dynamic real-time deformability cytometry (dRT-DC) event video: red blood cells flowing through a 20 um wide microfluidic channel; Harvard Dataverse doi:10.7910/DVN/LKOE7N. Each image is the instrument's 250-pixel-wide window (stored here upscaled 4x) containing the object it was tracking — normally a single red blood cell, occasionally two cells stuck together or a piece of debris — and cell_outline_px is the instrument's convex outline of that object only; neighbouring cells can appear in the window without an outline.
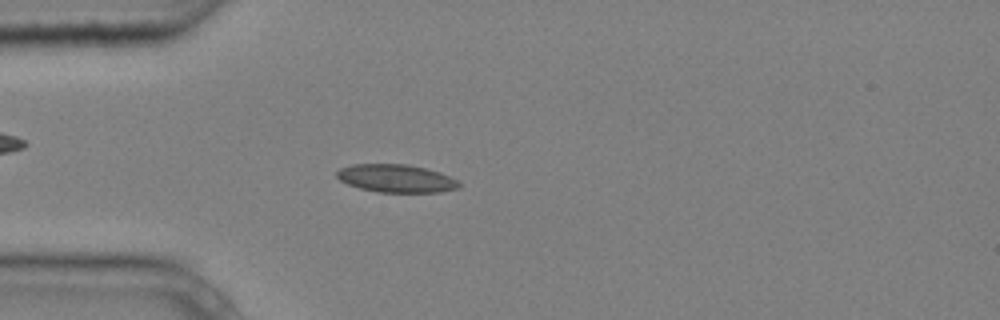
{"species": "common noctule bat (a hibernating species)", "species_latin": "Nyctalus noctula", "temperature_condition": "cold", "stored_images_in_passage": 3, "camera_frame_rate_fps": 3000, "um_per_image_px": 0.085, "animal": {"sex": "male", "body_mass_g": 20.4}, "frame": {"image": 1, "passage_image": 3, "time_ms": 0.667, "image_size_px": [1000, 320], "cell_outline_px": [[460, 188], [440, 192], [376, 192], [360, 188], [348, 184], [340, 180], [336, 176], [336, 172], [340, 168], [352, 164], [404, 164], [424, 168], [440, 172], [456, 180], [460, 184]], "centroid_in_image_um": [33.65, 15.17], "position_along_channel_um": 51.3, "area_um2": 19.83}}